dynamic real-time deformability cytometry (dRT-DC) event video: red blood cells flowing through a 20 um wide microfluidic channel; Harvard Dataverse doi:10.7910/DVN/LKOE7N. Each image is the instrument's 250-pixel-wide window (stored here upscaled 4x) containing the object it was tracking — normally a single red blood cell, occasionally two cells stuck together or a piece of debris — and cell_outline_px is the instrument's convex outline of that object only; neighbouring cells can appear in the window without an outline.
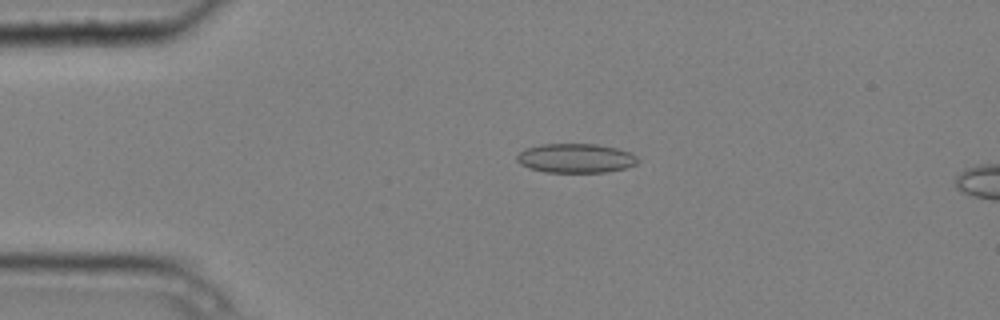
{"species": "common noctule bat (a hibernating species)", "species_latin": "Nyctalus noctula", "temperature_condition": "cold", "stored_images_in_passage": 5, "camera_frame_rate_fps": 3000, "um_per_image_px": 0.085, "animal": {"sex": "male", "body_mass_g": 20.4}, "frame": {"image": 1, "passage_image": 3, "time_ms": 0.667, "image_size_px": [1000, 320], "cell_outline_px": [[640, 160], [636, 164], [624, 168], [608, 172], [544, 172], [528, 168], [520, 164], [516, 160], [516, 156], [524, 148], [540, 144], [596, 144], [616, 148], [628, 152], [636, 156]], "centroid_in_image_um": [48.9, 13.45], "position_along_channel_um": 36.1, "area_um2": 20.69}}